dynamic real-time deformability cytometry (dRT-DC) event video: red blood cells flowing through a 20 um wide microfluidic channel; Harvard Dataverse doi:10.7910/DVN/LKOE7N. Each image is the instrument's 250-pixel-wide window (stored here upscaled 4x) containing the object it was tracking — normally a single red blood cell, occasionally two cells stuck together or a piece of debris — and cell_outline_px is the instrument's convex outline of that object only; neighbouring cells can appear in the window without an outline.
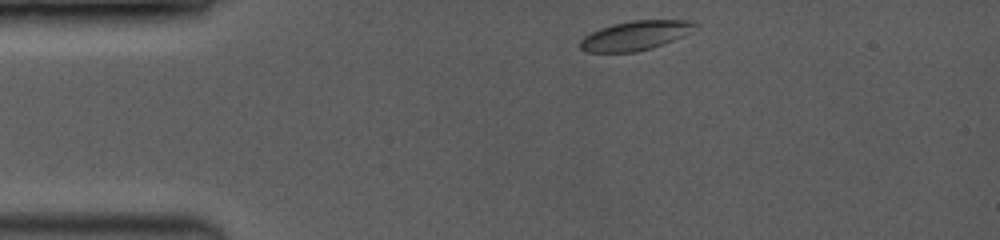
{"species": "common noctule bat (a hibernating species)", "species_latin": "Nyctalus noctula", "temperature_condition": "room temperature", "stored_images_in_passage": 5, "camera_frame_rate_fps": 3500, "um_per_image_px": 0.085, "animal": {"sex": "female", "body_mass_g": 19.0, "forearm_length_mm": 53.3}, "frame": {"image": 1, "passage_image": 1, "time_ms": 0.0, "image_size_px": [1000, 240], "cell_outline_px": [[692, 24], [688, 32], [684, 36], [664, 44], [652, 48], [636, 52], [584, 52], [580, 48], [580, 40], [584, 36], [592, 32], [616, 24], [632, 20], [692, 20]], "centroid_in_image_um": [53.95, 3.04], "position_along_channel_um": 31.0, "area_um2": 19.19}}
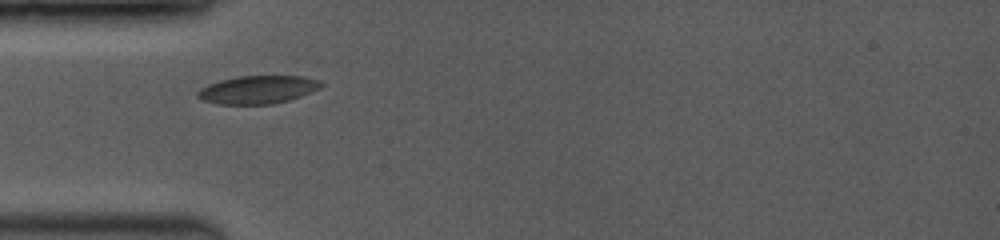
{"frame": {"image": 2, "passage_image": 4, "time_ms": 2.0, "image_size_px": [1000, 240], "cell_outline_px": [[324, 84], [320, 88], [300, 96], [288, 100], [272, 104], [216, 104], [204, 100], [196, 96], [196, 92], [200, 88], [208, 84], [220, 80], [236, 76], [300, 76], [320, 80]], "centroid_in_image_um": [21.89, 7.61], "position_along_channel_um": 63.1, "area_um2": 20.17}}